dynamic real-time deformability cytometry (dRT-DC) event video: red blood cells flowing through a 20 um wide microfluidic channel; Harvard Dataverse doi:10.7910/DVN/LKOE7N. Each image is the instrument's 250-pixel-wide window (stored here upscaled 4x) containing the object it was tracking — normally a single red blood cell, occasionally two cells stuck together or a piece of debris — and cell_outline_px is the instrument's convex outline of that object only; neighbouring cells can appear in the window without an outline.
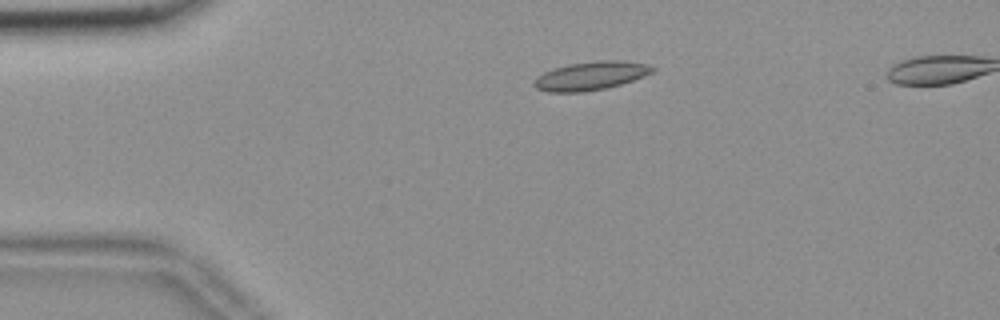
{"species": "common noctule bat (a hibernating species)", "species_latin": "Nyctalus noctula", "temperature_condition": "room temperature", "stored_images_in_passage": 47, "camera_frame_rate_fps": 3000, "um_per_image_px": 0.085, "animal": {"sex": "female", "body_mass_g": 18.4}, "frame": {"image": 1, "passage_image": 4, "time_ms": 1.0, "image_size_px": [1000, 320], "cell_outline_px": [[656, 68], [652, 72], [644, 76], [620, 84], [604, 88], [584, 92], [548, 92], [536, 88], [532, 84], [536, 76], [544, 72], [568, 64], [600, 60], [616, 60], [648, 64]], "centroid_in_image_um": [50.19, 6.44], "position_along_channel_um": 34.8, "area_um2": 19.54}}
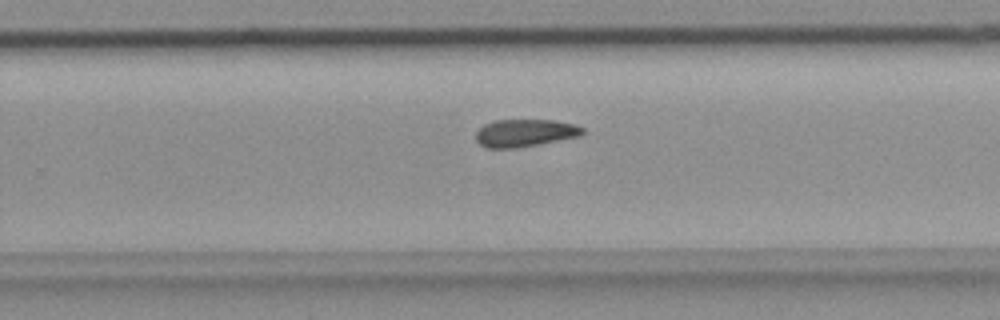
{"frame": {"image": 2, "passage_image": 28, "time_ms": 9.0, "image_size_px": [1000, 320], "cell_outline_px": [[584, 132], [580, 136], [540, 144], [512, 148], [484, 148], [476, 140], [476, 132], [484, 124], [496, 120], [552, 120], [576, 124], [584, 128]], "centroid_in_image_um": [44.62, 11.3], "position_along_channel_um": 285.2, "area_um2": 17.17}}
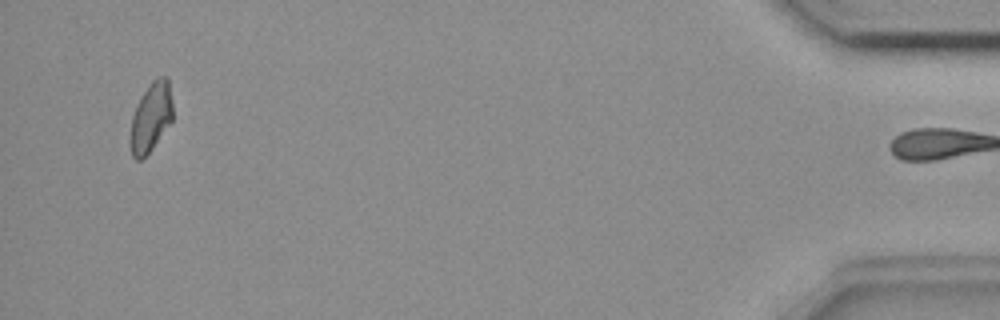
{"frame": {"image": 3, "passage_image": 46, "time_ms": 15.0, "image_size_px": [1000, 320], "cell_outline_px": [[172, 120], [152, 148], [140, 160], [136, 160], [132, 156], [128, 144], [132, 116], [136, 104], [152, 80], [156, 76], [168, 76], [172, 104]], "centroid_in_image_um": [12.8, 9.96], "position_along_channel_um": 422.4, "area_um2": 17.22}, "authors_computed_cell_mechanics": {"area_um2": 17.918, "velocity_mm_per_s": 3.6354, "shape_relaxation_time_tau1_ms": null, "shape_relaxation_time_tau2_ms": 9.4803, "deformation_change_tau1": null, "deformation_change_tau2": 0.1474}}